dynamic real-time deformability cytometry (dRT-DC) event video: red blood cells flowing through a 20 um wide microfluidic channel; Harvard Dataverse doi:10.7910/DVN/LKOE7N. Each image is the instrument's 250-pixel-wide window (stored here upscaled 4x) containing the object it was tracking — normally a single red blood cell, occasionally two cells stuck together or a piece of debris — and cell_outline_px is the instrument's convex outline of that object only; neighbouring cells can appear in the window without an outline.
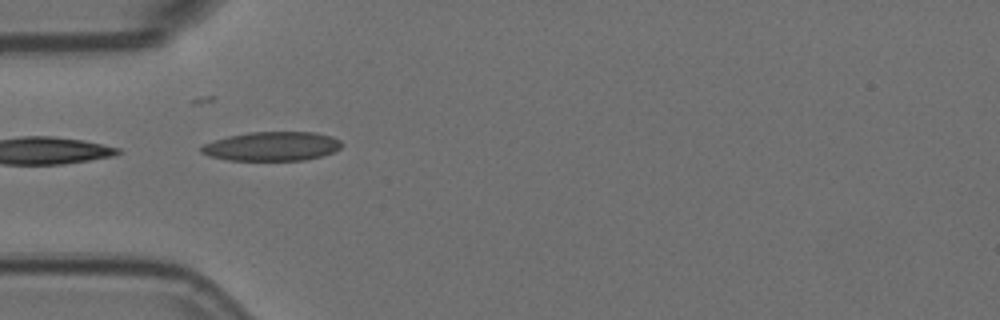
{"species": "Egyptian fruit bat (a non-hibernating species)", "species_latin": "Rousettus aegyptiacus", "temperature_condition": "room temperature", "stored_images_in_passage": 6, "camera_frame_rate_fps": 3000, "um_per_image_px": 0.085, "animal": {"sex": "female"}, "frame": {"image": 1, "passage_image": 5, "time_ms": 1.333, "image_size_px": [1000, 320], "cell_outline_px": [[344, 144], [340, 148], [332, 152], [320, 156], [304, 160], [228, 160], [208, 156], [200, 152], [200, 148], [204, 144], [228, 136], [248, 132], [316, 132], [332, 136], [340, 140]], "centroid_in_image_um": [23.12, 12.43], "position_along_channel_um": 61.9, "area_um2": 23.81}}